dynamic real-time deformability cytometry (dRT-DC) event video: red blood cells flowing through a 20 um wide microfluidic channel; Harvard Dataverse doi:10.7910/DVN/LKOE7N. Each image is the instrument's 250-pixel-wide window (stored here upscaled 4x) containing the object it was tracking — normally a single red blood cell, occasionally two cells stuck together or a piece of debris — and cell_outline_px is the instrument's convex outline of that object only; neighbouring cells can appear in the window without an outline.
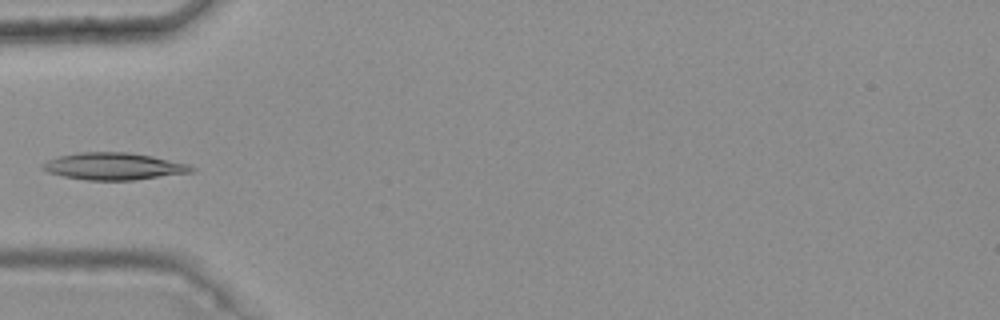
{"species": "common noctule bat (a hibernating species)", "species_latin": "Nyctalus noctula", "temperature_condition": "warm", "stored_images_in_passage": 7, "camera_frame_rate_fps": 3000, "um_per_image_px": 0.085, "animal": {"sex": "female", "body_mass_g": 25.1}, "frame": {"image": 1, "passage_image": 6, "time_ms": 1.667, "image_size_px": [1000, 320], "cell_outline_px": [[196, 168], [192, 172], [132, 180], [88, 180], [64, 176], [48, 172], [40, 168], [40, 164], [48, 160], [60, 156], [80, 152], [128, 152], [152, 156], [188, 164]], "centroid_in_image_um": [9.65, 14.13], "position_along_channel_um": 75.4, "area_um2": 23.29}}
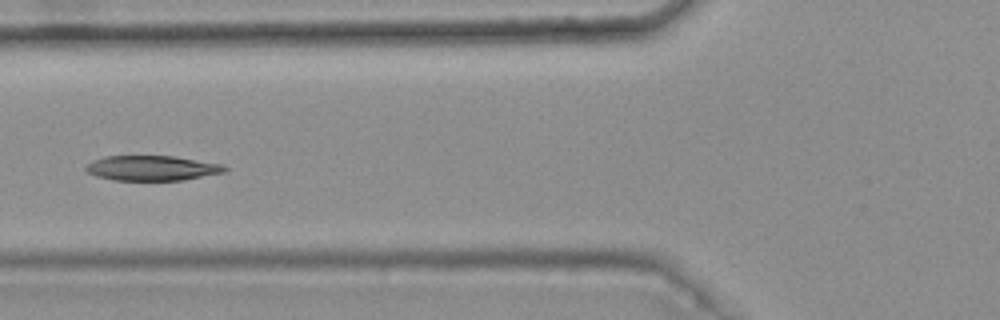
{"frame": {"image": 2, "passage_image": 7, "time_ms": 2.0, "image_size_px": [1000, 320], "cell_outline_px": [[228, 172], [184, 180], [112, 180], [96, 176], [88, 172], [84, 168], [92, 160], [104, 156], [176, 156], [224, 164], [228, 168]], "centroid_in_image_um": [12.98, 14.28], "position_along_channel_um": 112.8, "area_um2": 20.52}}